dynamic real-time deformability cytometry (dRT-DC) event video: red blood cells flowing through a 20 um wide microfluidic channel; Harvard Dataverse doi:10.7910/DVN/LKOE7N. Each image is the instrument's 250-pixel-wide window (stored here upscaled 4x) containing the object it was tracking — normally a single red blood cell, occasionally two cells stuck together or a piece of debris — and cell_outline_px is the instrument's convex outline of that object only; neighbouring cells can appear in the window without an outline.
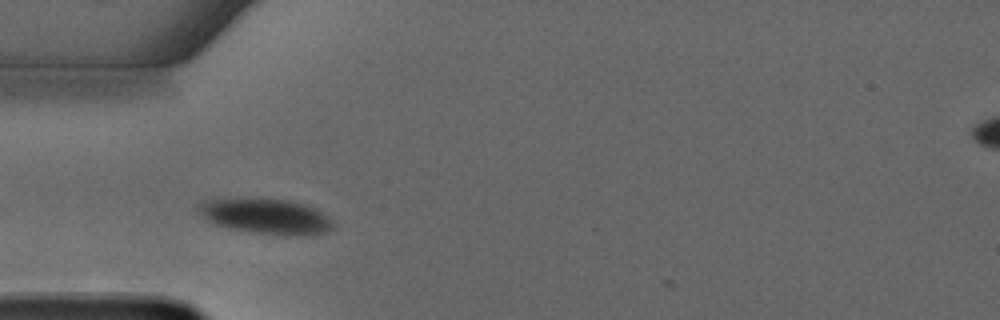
{"species": "common noctule bat (a hibernating species)", "species_latin": "Nyctalus noctula", "temperature_condition": "warm", "stored_images_in_passage": 40, "camera_frame_rate_fps": 3000, "um_per_image_px": 0.085, "animal": {"sex": "male", "forearm_length_mm": 52.5}, "frame": {"image": 1, "passage_image": 3, "time_ms": 0.667, "image_size_px": [1000, 320], "cell_outline_px": [[332, 228], [328, 232], [256, 232], [232, 228], [220, 224], [204, 216], [200, 212], [200, 200], [288, 200], [304, 204], [316, 208], [328, 216], [332, 220]], "centroid_in_image_um": [22.65, 18.34], "position_along_channel_um": 62.3, "area_um2": 25.37}}
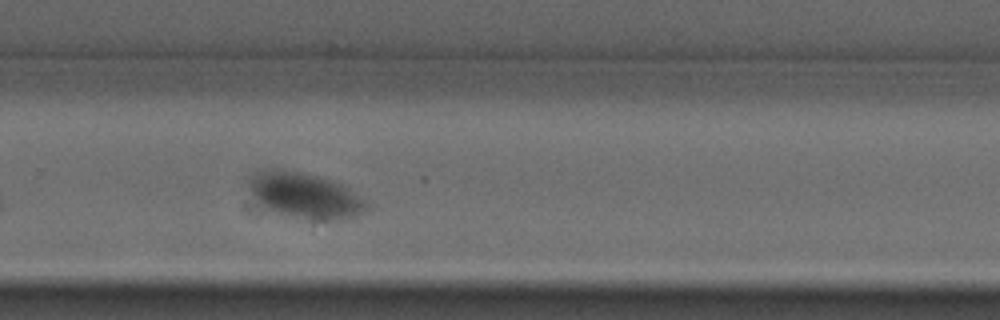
{"frame": {"image": 2, "passage_image": 23, "time_ms": 7.333, "image_size_px": [1000, 320], "cell_outline_px": [[368, 208], [360, 212], [348, 216], [328, 220], [280, 212], [268, 208], [248, 188], [248, 180], [252, 176], [260, 172], [272, 168], [296, 172], [332, 180], [340, 184], [364, 200], [368, 204]], "centroid_in_image_um": [25.91, 16.56], "position_along_channel_um": 303.9, "area_um2": 29.07}}
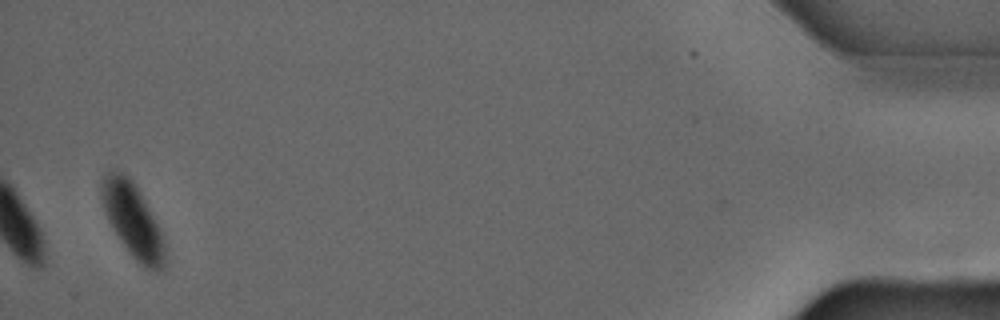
{"frame": {"image": 3, "passage_image": 40, "time_ms": 13.0, "image_size_px": [1000, 320], "cell_outline_px": [[164, 268], [156, 272], [144, 268], [132, 256], [120, 240], [112, 228], [108, 220], [100, 196], [100, 184], [104, 176], [108, 172], [120, 172], [128, 176], [132, 180], [140, 192], [160, 232], [164, 244]], "centroid_in_image_um": [11.25, 18.74], "position_along_channel_um": 424.0, "area_um2": 26.65}, "authors_computed_cell_mechanics": {"area_um2": 27.455, "velocity_mm_per_s": 3.6527, "shape_relaxation_time_tau1_ms": 4.7492, "shape_relaxation_time_tau2_ms": null, "deformation_change_tau1": 0.1058, "deformation_change_tau2": null}}